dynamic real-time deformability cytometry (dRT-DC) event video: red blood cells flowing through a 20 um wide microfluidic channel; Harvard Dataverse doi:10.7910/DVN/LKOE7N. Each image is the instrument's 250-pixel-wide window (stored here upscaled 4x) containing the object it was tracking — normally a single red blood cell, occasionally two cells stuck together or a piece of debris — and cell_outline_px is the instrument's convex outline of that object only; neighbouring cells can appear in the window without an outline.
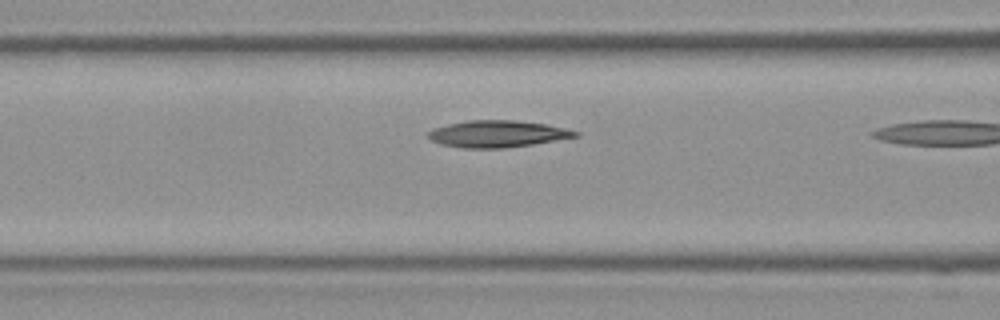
{"species": "Egyptian fruit bat (a non-hibernating species)", "species_latin": "Rousettus aegyptiacus", "temperature_condition": "room temperature", "stored_images_in_passage": 10, "camera_frame_rate_fps": 3000, "um_per_image_px": 0.085, "frame": {"image": 1, "passage_image": 9, "time_ms": 2.667, "image_size_px": [1000, 320], "cell_outline_px": [[580, 136], [532, 144], [504, 148], [464, 148], [440, 144], [432, 140], [428, 136], [428, 132], [432, 128], [448, 124], [468, 120], [512, 120], [544, 124], [564, 128], [580, 132]], "centroid_in_image_um": [42.26, 11.38], "position_along_channel_um": 124.3, "area_um2": 22.83}}